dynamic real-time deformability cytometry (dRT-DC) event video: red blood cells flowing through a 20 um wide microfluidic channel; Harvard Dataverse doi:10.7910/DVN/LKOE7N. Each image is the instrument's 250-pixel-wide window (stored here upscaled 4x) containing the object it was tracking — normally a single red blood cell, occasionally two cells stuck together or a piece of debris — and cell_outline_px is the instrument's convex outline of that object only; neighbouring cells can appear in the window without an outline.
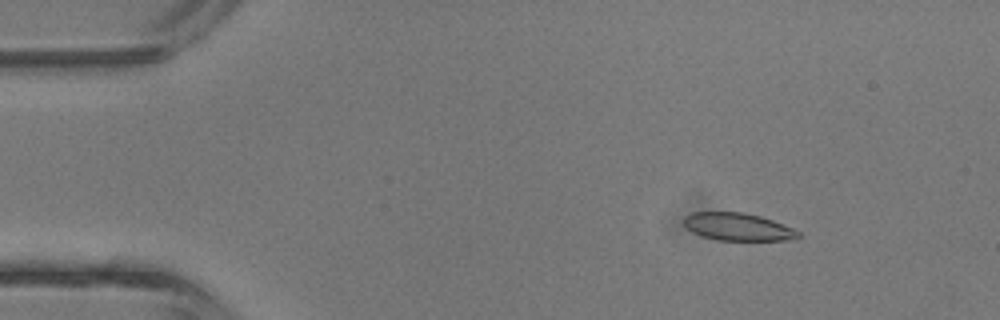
{"species": "common noctule bat (a hibernating species)", "species_latin": "Nyctalus noctula", "temperature_condition": "room temperature", "stored_images_in_passage": 43, "camera_frame_rate_fps": 3000, "um_per_image_px": 0.085, "animal": {"sex": "male", "body_mass_g": 13.3}, "frame": {"image": 1, "passage_image": 6, "time_ms": 1.667, "image_size_px": [1000, 320], "cell_outline_px": [[804, 236], [792, 240], [716, 240], [692, 232], [684, 224], [684, 216], [692, 212], [744, 212], [760, 216], [772, 220], [792, 228], [800, 232]], "centroid_in_image_um": [62.75, 19.28], "position_along_channel_um": 22.3, "area_um2": 18.44}}
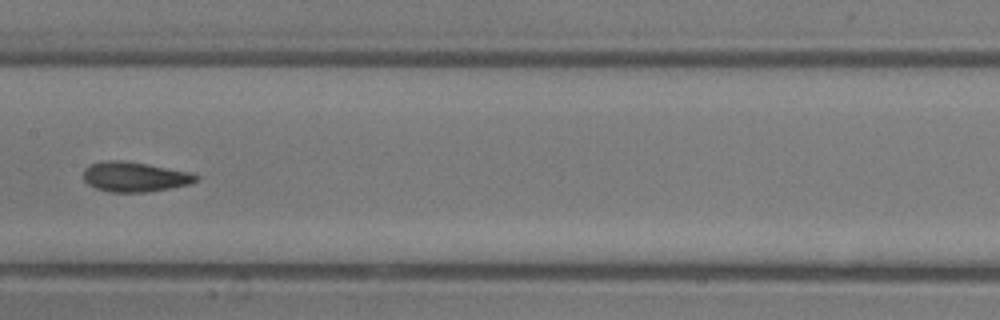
{"frame": {"image": 2, "passage_image": 22, "time_ms": 7.0, "image_size_px": [1000, 320], "cell_outline_px": [[200, 176], [196, 180], [188, 184], [168, 188], [144, 192], [112, 192], [96, 188], [88, 184], [84, 180], [84, 168], [88, 164], [108, 160], [120, 160], [144, 164], [188, 172]], "centroid_in_image_um": [11.38, 15.03], "position_along_channel_um": 196.0, "area_um2": 19.19}}
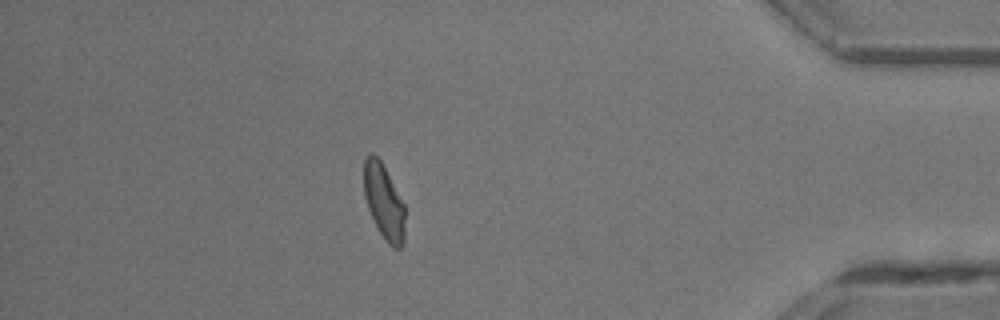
{"frame": {"image": 3, "passage_image": 38, "time_ms": 12.333, "image_size_px": [1000, 320], "cell_outline_px": [[404, 240], [400, 248], [392, 248], [388, 244], [380, 232], [368, 208], [364, 196], [364, 160], [368, 152], [372, 152], [380, 160], [404, 204]], "centroid_in_image_um": [32.62, 17.13], "position_along_channel_um": 402.6, "area_um2": 17.69}, "authors_computed_cell_mechanics": {"area_um2": 18.7272, "velocity_mm_per_s": 4.7422, "shape_relaxation_time_tau1_ms": 3.8292, "shape_relaxation_time_tau2_ms": 1.0836, "deformation_change_tau1": 0.1153, "deformation_change_tau2": 0.0541}}